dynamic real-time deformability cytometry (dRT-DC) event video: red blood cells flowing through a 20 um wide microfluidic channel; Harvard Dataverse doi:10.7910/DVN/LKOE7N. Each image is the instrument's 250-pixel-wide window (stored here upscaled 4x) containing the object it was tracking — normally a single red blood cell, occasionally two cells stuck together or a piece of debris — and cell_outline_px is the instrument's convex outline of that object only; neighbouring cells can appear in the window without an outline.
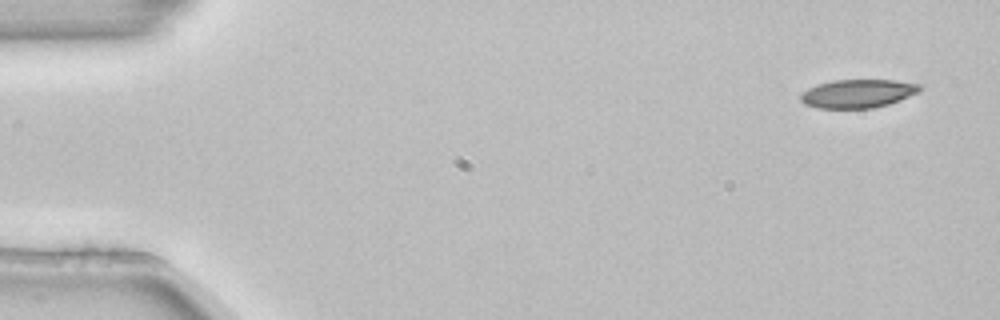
{"species": "common noctule bat (a hibernating species)", "species_latin": "Nyctalus noctula", "temperature_condition": "room temperature", "stored_images_in_passage": 5, "camera_frame_rate_fps": 3000, "um_per_image_px": 0.085, "animal": {"sex": "female", "body_mass_g": 22.7, "forearm_length_mm": 54.2}, "frame": {"image": 1, "passage_image": 1, "time_ms": 0.0, "image_size_px": [1000, 320], "cell_outline_px": [[920, 92], [900, 100], [888, 104], [872, 108], [816, 108], [804, 104], [800, 100], [800, 96], [808, 88], [816, 84], [832, 80], [896, 80], [920, 84]], "centroid_in_image_um": [72.9, 7.95], "position_along_channel_um": 12.1, "area_um2": 19.83}}
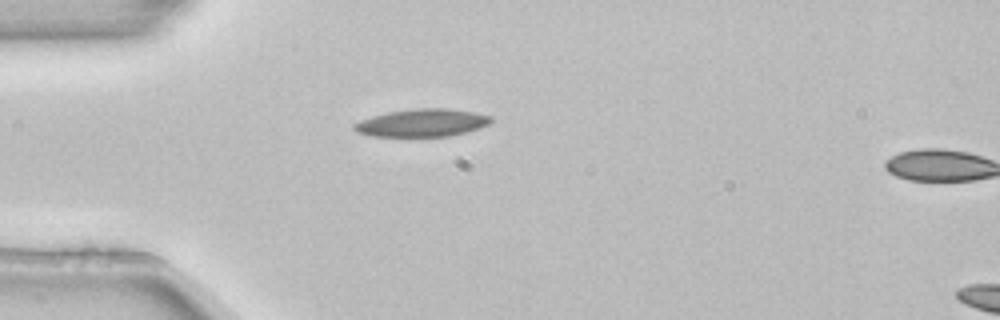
{"frame": {"image": 2, "passage_image": 4, "time_ms": 1.0, "image_size_px": [1000, 320], "cell_outline_px": [[492, 120], [488, 124], [480, 128], [448, 136], [368, 136], [356, 132], [352, 128], [352, 124], [360, 120], [372, 116], [388, 112], [416, 108], [448, 108], [476, 112], [492, 116]], "centroid_in_image_um": [35.85, 10.43], "position_along_channel_um": 49.1, "area_um2": 22.2}}